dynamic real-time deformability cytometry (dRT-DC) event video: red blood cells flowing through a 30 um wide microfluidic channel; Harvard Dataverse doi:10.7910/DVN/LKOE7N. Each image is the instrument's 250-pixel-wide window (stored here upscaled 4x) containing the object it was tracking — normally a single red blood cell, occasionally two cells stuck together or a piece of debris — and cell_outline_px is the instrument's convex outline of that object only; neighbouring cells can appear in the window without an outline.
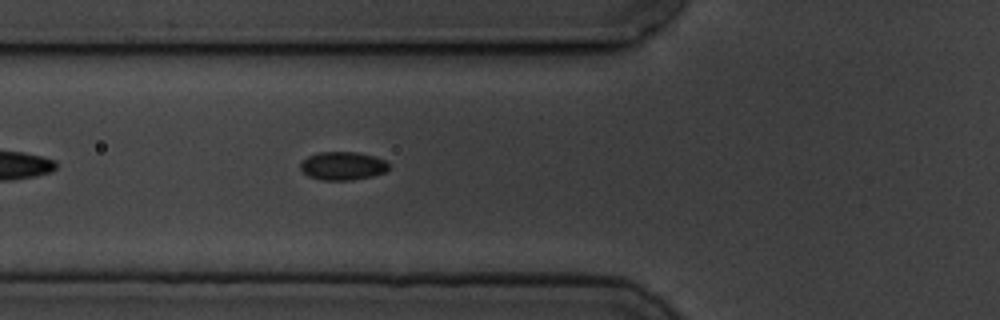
{"species": "common noctule bat (a hibernating species)", "species_latin": "Nyctalus noctula", "temperature_condition": "cold", "stored_images_in_passage": 5, "camera_frame_rate_fps": 3000, "um_per_image_px": 0.085, "animal": {"sex": "male", "body_mass_g": 19.5, "forearm_length_mm": 54.6}, "frame": {"image": 1, "passage_image": 5, "time_ms": 5.333, "image_size_px": [1000, 320], "cell_outline_px": [[388, 168], [384, 172], [372, 176], [352, 180], [320, 180], [308, 176], [300, 168], [300, 164], [308, 156], [320, 152], [360, 152], [376, 156], [384, 160], [388, 164]], "centroid_in_image_um": [29.13, 14.09], "position_along_channel_um": 96.7, "area_um2": 14.57}}